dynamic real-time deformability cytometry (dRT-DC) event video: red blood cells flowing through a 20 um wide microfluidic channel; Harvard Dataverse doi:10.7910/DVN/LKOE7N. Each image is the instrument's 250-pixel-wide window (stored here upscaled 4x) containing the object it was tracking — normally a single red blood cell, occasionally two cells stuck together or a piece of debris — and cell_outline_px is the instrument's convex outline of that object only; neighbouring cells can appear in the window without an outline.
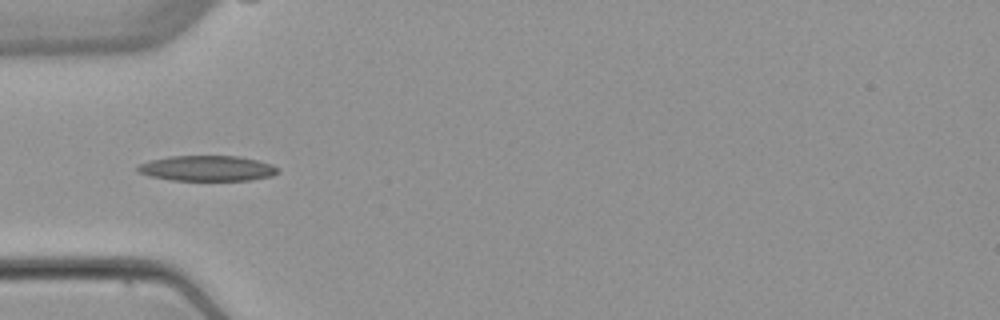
{"species": "common noctule bat (a hibernating species)", "species_latin": "Nyctalus noctula", "temperature_condition": "warm", "stored_images_in_passage": 5, "camera_frame_rate_fps": 3000, "um_per_image_px": 0.085, "animal": {"sex": "female", "body_mass_g": 22.7, "forearm_length_mm": 54.2}, "frame": {"image": 1, "passage_image": 4, "time_ms": 3.667, "image_size_px": [1000, 320], "cell_outline_px": [[280, 172], [272, 176], [252, 180], [172, 180], [148, 176], [136, 172], [136, 168], [140, 164], [148, 160], [168, 156], [240, 156], [272, 164], [280, 168]], "centroid_in_image_um": [17.61, 14.31], "position_along_channel_um": 67.4, "area_um2": 21.04}}